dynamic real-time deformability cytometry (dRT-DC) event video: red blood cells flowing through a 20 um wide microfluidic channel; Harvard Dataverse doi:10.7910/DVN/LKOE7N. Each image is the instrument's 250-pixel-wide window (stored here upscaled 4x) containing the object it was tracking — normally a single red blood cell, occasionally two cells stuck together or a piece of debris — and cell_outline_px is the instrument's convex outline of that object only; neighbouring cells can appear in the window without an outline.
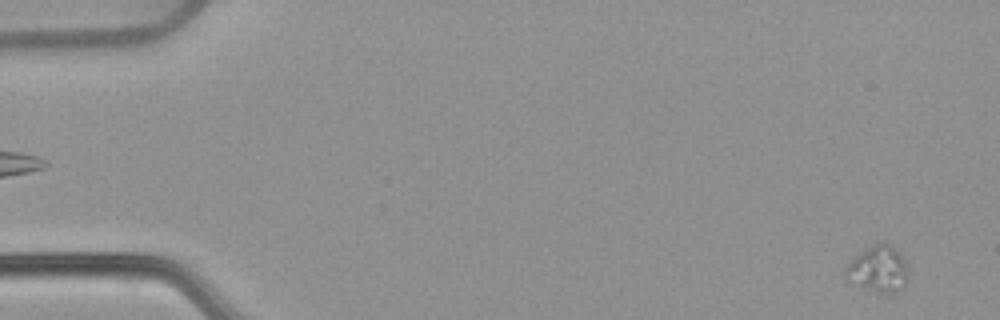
{"species": "common noctule bat (a hibernating species)", "species_latin": "Nyctalus noctula", "temperature_condition": "warm", "stored_images_in_passage": 54, "camera_frame_rate_fps": 3000, "um_per_image_px": 0.085, "animal": {"sex": "female", "body_mass_g": 22.7, "forearm_length_mm": 54.2}, "frame": {"image": 1, "passage_image": 2, "time_ms": 0.333, "image_size_px": [1000, 320], "cell_outline_px": [[908, 268], [904, 284], [892, 296], [884, 296], [844, 280], [844, 268], [860, 252], [872, 244], [888, 244], [904, 260]], "centroid_in_image_um": [74.59, 22.95], "position_along_channel_um": 10.4, "area_um2": 16.94}}
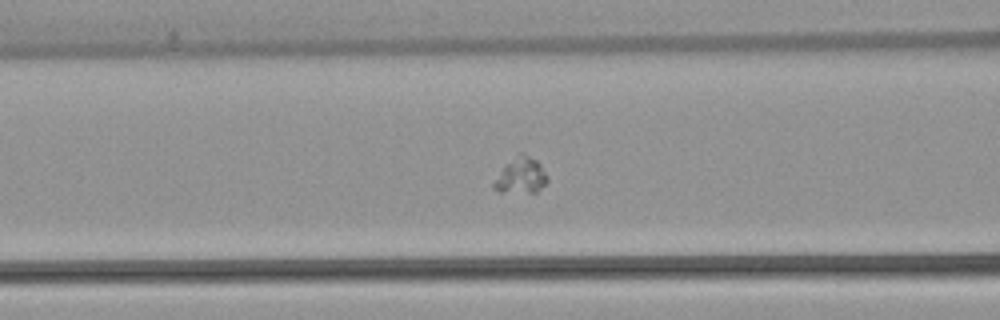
{"frame": {"image": 2, "passage_image": 22, "time_ms": 7.0, "image_size_px": [1000, 320], "cell_outline_px": [[548, 180], [536, 192], [496, 192], [492, 188], [492, 184], [504, 168], [520, 152], [524, 152], [536, 160], [540, 164], [548, 176]], "centroid_in_image_um": [44.29, 14.94], "position_along_channel_um": 122.3, "area_um2": 10.92}}
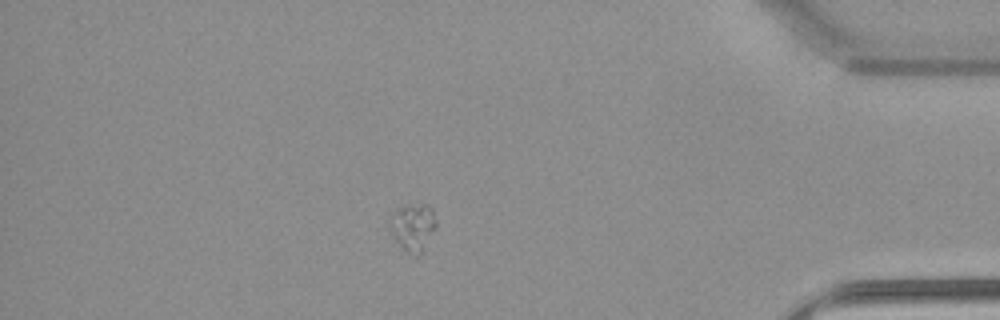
{"frame": {"image": 3, "passage_image": 47, "time_ms": 15.333, "image_size_px": [1000, 320], "cell_outline_px": [[436, 224], [420, 256], [416, 256], [408, 252], [396, 240], [388, 220], [388, 216], [396, 208], [404, 204], [424, 204], [432, 208], [436, 220]], "centroid_in_image_um": [35.08, 19.24], "position_along_channel_um": 400.1, "area_um2": 12.72}}